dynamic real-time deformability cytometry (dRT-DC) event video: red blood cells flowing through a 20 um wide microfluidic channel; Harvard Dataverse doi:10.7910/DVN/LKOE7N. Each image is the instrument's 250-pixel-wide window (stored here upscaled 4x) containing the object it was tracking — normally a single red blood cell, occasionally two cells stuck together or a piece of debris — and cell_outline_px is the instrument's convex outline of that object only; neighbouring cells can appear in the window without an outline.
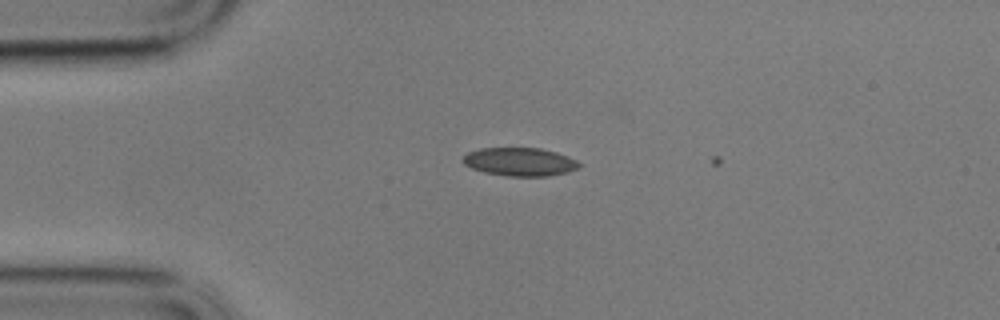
{"species": "common noctule bat (a hibernating species)", "species_latin": "Nyctalus noctula", "temperature_condition": "cold", "stored_images_in_passage": 6, "camera_frame_rate_fps": 3000, "um_per_image_px": 0.085, "animal": {"sex": "male", "body_mass_g": 17.9}, "frame": {"image": 1, "passage_image": 4, "time_ms": 1.0, "image_size_px": [1000, 320], "cell_outline_px": [[580, 164], [576, 168], [568, 172], [548, 176], [508, 176], [484, 172], [472, 168], [464, 164], [460, 160], [468, 152], [480, 148], [540, 148], [556, 152], [568, 156], [576, 160]], "centroid_in_image_um": [44.16, 13.75], "position_along_channel_um": 40.8, "area_um2": 19.13}}